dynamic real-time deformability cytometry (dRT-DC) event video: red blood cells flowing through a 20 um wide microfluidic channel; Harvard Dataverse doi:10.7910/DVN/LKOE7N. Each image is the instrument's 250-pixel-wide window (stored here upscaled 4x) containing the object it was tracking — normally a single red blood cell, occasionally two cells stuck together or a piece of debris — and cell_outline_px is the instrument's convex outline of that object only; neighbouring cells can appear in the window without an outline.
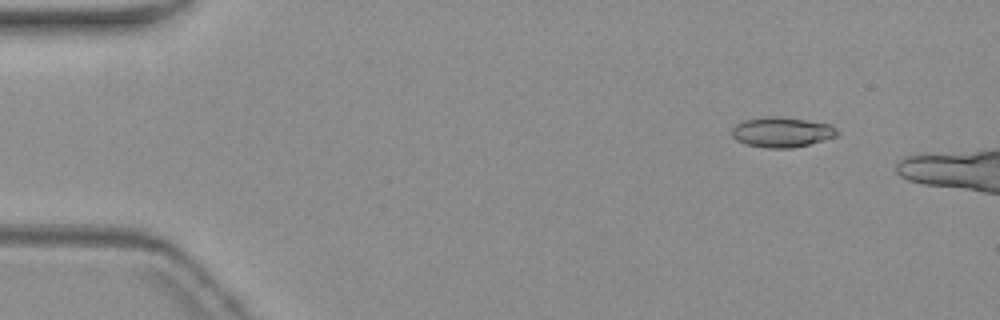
{"species": "common noctule bat (a hibernating species)", "species_latin": "Nyctalus noctula", "temperature_condition": "warm", "stored_images_in_passage": 4, "camera_frame_rate_fps": 3000, "um_per_image_px": 0.085, "animal": {"sex": "female", "body_mass_g": 19.3, "forearm_length_mm": 54.1}, "frame": {"image": 1, "passage_image": 2, "time_ms": 1.333, "image_size_px": [1000, 320], "cell_outline_px": [[840, 132], [836, 136], [824, 140], [792, 148], [768, 148], [744, 144], [736, 140], [732, 136], [732, 128], [740, 120], [764, 116], [776, 116], [832, 124]], "centroid_in_image_um": [66.43, 11.22], "position_along_channel_um": 18.6, "area_um2": 18.67}}